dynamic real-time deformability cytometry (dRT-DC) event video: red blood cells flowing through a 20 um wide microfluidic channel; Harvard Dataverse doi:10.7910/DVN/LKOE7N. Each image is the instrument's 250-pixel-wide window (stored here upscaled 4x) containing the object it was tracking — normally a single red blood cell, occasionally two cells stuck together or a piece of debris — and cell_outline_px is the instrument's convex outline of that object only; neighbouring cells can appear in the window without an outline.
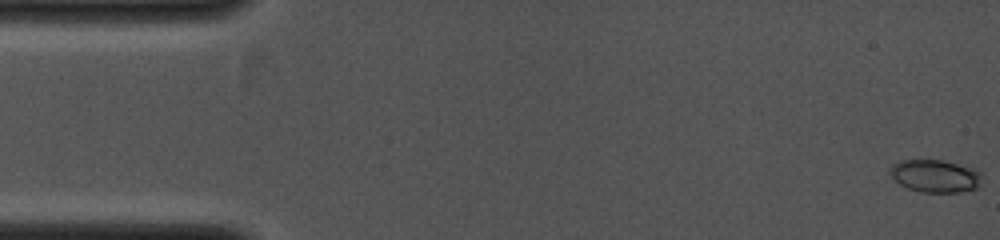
{"species": "common noctule bat (a hibernating species)", "species_latin": "Nyctalus noctula", "temperature_condition": "cold", "stored_images_in_passage": 43, "camera_frame_rate_fps": 4000, "um_per_image_px": 0.085, "animal": {"sex": "female", "body_mass_g": 19.0, "forearm_length_mm": 53.3}, "frame": {"image": 1, "passage_image": 1, "time_ms": 0.0, "image_size_px": [1000, 240], "cell_outline_px": [[980, 188], [960, 192], [924, 192], [908, 188], [900, 184], [888, 172], [888, 168], [892, 164], [900, 160], [944, 160], [976, 168], [980, 172]], "centroid_in_image_um": [79.51, 14.95], "position_along_channel_um": 5.5, "area_um2": 17.69}}
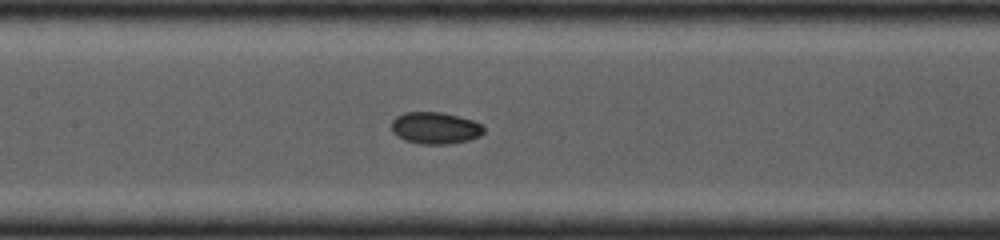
{"frame": {"image": 2, "passage_image": 21, "time_ms": 5.0, "image_size_px": [1000, 240], "cell_outline_px": [[484, 132], [480, 136], [468, 140], [448, 144], [420, 144], [404, 140], [396, 136], [392, 132], [392, 120], [396, 116], [404, 112], [444, 112], [472, 120], [484, 124]], "centroid_in_image_um": [36.99, 10.88], "position_along_channel_um": 170.4, "area_um2": 17.34}}
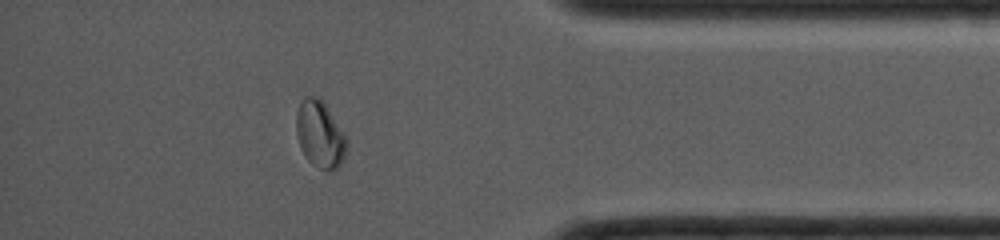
{"frame": {"image": 3, "passage_image": 38, "time_ms": 9.25, "image_size_px": [1000, 240], "cell_outline_px": [[348, 148], [344, 160], [336, 168], [328, 172], [312, 164], [304, 156], [300, 148], [296, 132], [296, 112], [304, 96], [320, 96], [344, 136], [348, 144]], "centroid_in_image_um": [27.18, 11.44], "position_along_channel_um": 408.0, "area_um2": 19.59}}